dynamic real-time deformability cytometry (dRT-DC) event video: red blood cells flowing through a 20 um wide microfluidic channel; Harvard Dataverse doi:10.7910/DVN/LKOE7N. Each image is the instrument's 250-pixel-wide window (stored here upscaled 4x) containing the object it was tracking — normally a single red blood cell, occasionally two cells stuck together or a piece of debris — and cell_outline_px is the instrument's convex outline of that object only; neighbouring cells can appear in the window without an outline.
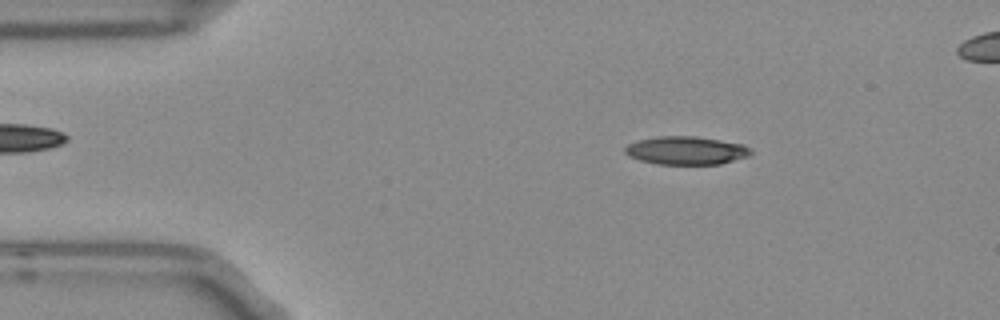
{"species": "Egyptian fruit bat (a non-hibernating species)", "species_latin": "Rousettus aegyptiacus", "temperature_condition": "room temperature", "stored_images_in_passage": 5, "camera_frame_rate_fps": 3000, "um_per_image_px": 0.085, "frame": {"image": 1, "passage_image": 2, "time_ms": 0.333, "image_size_px": [1000, 320], "cell_outline_px": [[752, 152], [748, 156], [720, 164], [660, 164], [640, 160], [628, 156], [624, 152], [624, 148], [628, 144], [640, 140], [656, 136], [696, 136], [744, 144]], "centroid_in_image_um": [58.31, 12.79], "position_along_channel_um": 26.7, "area_um2": 20.58}}
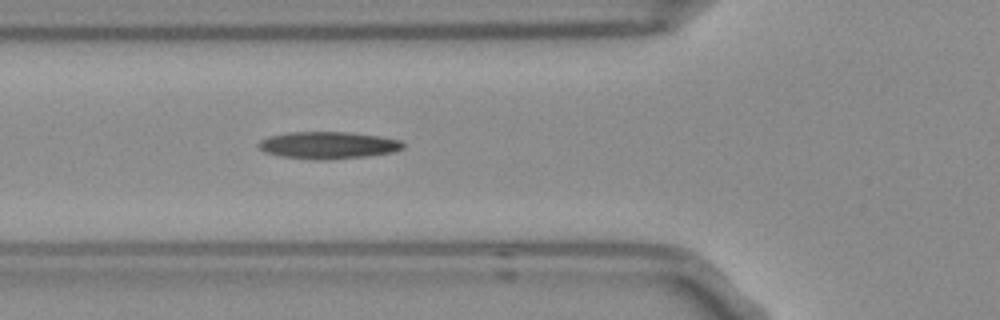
{"frame": {"image": 2, "passage_image": 5, "time_ms": 1.333, "image_size_px": [1000, 320], "cell_outline_px": [[404, 148], [392, 152], [368, 156], [328, 160], [312, 160], [280, 156], [264, 152], [256, 144], [260, 140], [268, 136], [288, 132], [348, 132], [380, 136], [400, 140], [404, 144]], "centroid_in_image_um": [27.86, 12.35], "position_along_channel_um": 97.9, "area_um2": 23.06}}